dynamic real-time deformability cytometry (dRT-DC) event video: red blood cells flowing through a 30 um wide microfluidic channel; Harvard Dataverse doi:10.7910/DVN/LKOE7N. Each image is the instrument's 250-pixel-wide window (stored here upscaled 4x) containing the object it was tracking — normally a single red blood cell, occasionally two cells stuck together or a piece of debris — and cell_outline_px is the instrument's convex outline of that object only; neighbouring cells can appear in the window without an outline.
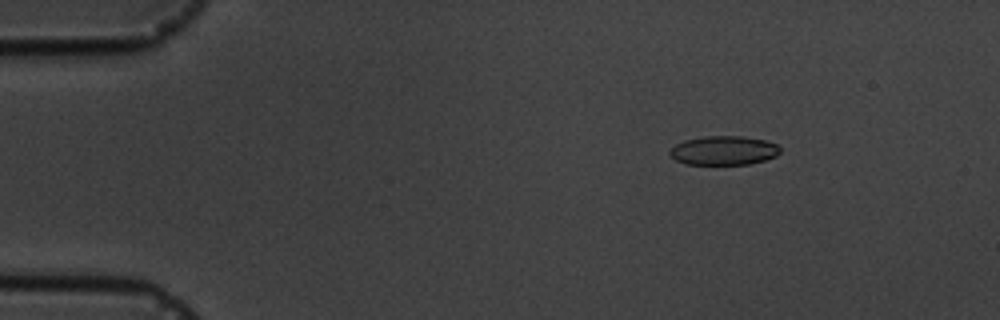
{"species": "common noctule bat (a hibernating species)", "species_latin": "Nyctalus noctula", "temperature_condition": "cold", "stored_images_in_passage": 12, "camera_frame_rate_fps": 3000, "um_per_image_px": 0.085, "animal": {"sex": "male", "body_mass_g": 19.5, "forearm_length_mm": 54.6}, "frame": {"image": 1, "passage_image": 3, "time_ms": 2.333, "image_size_px": [1000, 320], "cell_outline_px": [[780, 152], [776, 156], [764, 160], [748, 164], [684, 164], [676, 160], [668, 152], [676, 144], [684, 140], [704, 136], [740, 136], [764, 140], [776, 144], [780, 148]], "centroid_in_image_um": [61.5, 12.79], "position_along_channel_um": 23.5, "area_um2": 18.55}}
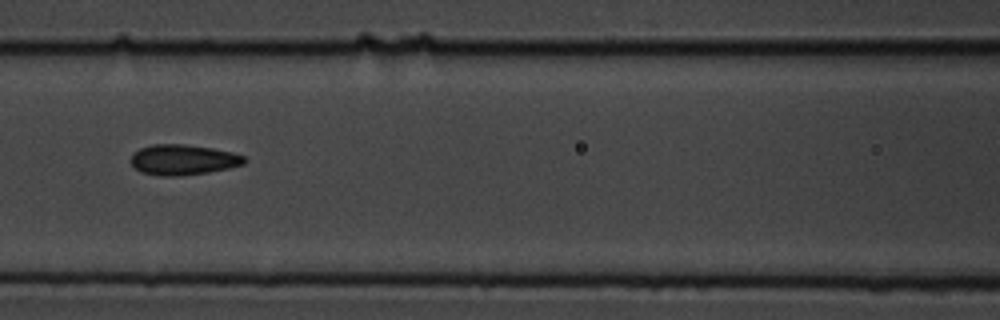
{"frame": {"image": 2, "passage_image": 8, "time_ms": 8.0, "image_size_px": [1000, 320], "cell_outline_px": [[248, 160], [244, 164], [228, 168], [208, 172], [180, 176], [160, 176], [144, 172], [136, 168], [132, 164], [132, 152], [140, 148], [152, 144], [184, 144], [212, 148], [232, 152], [244, 156]], "centroid_in_image_um": [15.58, 13.57], "position_along_channel_um": 151.0, "area_um2": 20.06}}
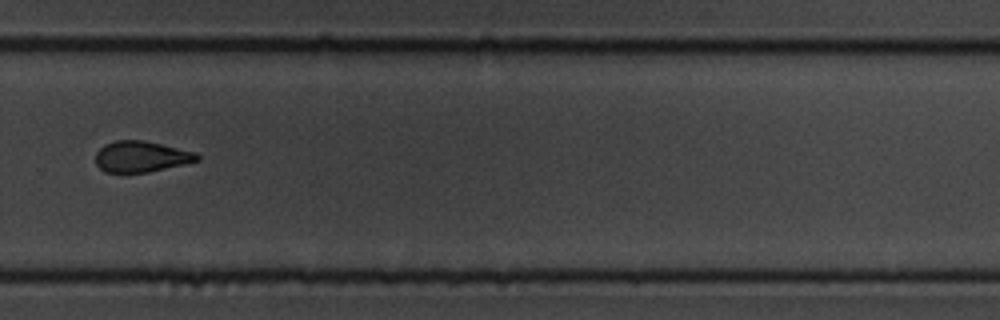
{"frame": {"image": 3, "passage_image": 12, "time_ms": 12.667, "image_size_px": [1000, 320], "cell_outline_px": [[200, 160], [184, 164], [148, 172], [104, 172], [96, 164], [96, 152], [104, 144], [116, 140], [144, 140], [196, 152], [200, 156]], "centroid_in_image_um": [12.0, 13.3], "position_along_channel_um": 317.8, "area_um2": 18.32}}